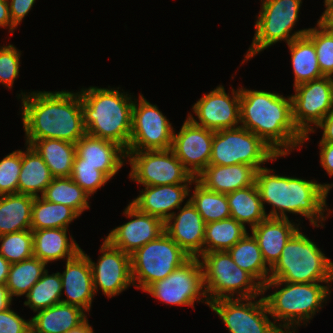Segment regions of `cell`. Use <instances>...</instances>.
Wrapping results in <instances>:
<instances>
[{"label":"cell","mask_w":333,"mask_h":333,"mask_svg":"<svg viewBox=\"0 0 333 333\" xmlns=\"http://www.w3.org/2000/svg\"><path fill=\"white\" fill-rule=\"evenodd\" d=\"M21 94L26 145L40 139H59L76 144L86 134L79 92Z\"/></svg>","instance_id":"obj_1"},{"label":"cell","mask_w":333,"mask_h":333,"mask_svg":"<svg viewBox=\"0 0 333 333\" xmlns=\"http://www.w3.org/2000/svg\"><path fill=\"white\" fill-rule=\"evenodd\" d=\"M240 123L279 156L304 143V135L293 120L291 96L240 88Z\"/></svg>","instance_id":"obj_2"},{"label":"cell","mask_w":333,"mask_h":333,"mask_svg":"<svg viewBox=\"0 0 333 333\" xmlns=\"http://www.w3.org/2000/svg\"><path fill=\"white\" fill-rule=\"evenodd\" d=\"M255 183L263 207L265 202L272 207L268 217L288 218L286 212H290L305 216L314 227L323 226L317 222L320 220L322 224L326 220V198L333 184L275 175L266 167L257 170Z\"/></svg>","instance_id":"obj_3"},{"label":"cell","mask_w":333,"mask_h":333,"mask_svg":"<svg viewBox=\"0 0 333 333\" xmlns=\"http://www.w3.org/2000/svg\"><path fill=\"white\" fill-rule=\"evenodd\" d=\"M86 133L113 141L126 151L132 128L133 103L131 95L118 90L89 87L79 92Z\"/></svg>","instance_id":"obj_4"},{"label":"cell","mask_w":333,"mask_h":333,"mask_svg":"<svg viewBox=\"0 0 333 333\" xmlns=\"http://www.w3.org/2000/svg\"><path fill=\"white\" fill-rule=\"evenodd\" d=\"M280 290L264 298L269 315L275 321H282L278 327L284 333H292L293 329L303 323L308 322L312 316L319 312L322 308V303L326 301V297L330 295V287L320 285V282L315 283H291L279 280H268L262 286V295L272 286H283ZM330 291V292H329ZM294 326V327H293ZM282 327V328H281ZM285 329L286 331H284ZM289 331V332H288Z\"/></svg>","instance_id":"obj_5"},{"label":"cell","mask_w":333,"mask_h":333,"mask_svg":"<svg viewBox=\"0 0 333 333\" xmlns=\"http://www.w3.org/2000/svg\"><path fill=\"white\" fill-rule=\"evenodd\" d=\"M269 280L291 283L329 284L333 281V262L298 229L271 268Z\"/></svg>","instance_id":"obj_6"},{"label":"cell","mask_w":333,"mask_h":333,"mask_svg":"<svg viewBox=\"0 0 333 333\" xmlns=\"http://www.w3.org/2000/svg\"><path fill=\"white\" fill-rule=\"evenodd\" d=\"M204 287L210 302L219 299L252 298L262 296V286L246 271L238 267L228 251H211L200 256ZM210 296V297H209Z\"/></svg>","instance_id":"obj_7"},{"label":"cell","mask_w":333,"mask_h":333,"mask_svg":"<svg viewBox=\"0 0 333 333\" xmlns=\"http://www.w3.org/2000/svg\"><path fill=\"white\" fill-rule=\"evenodd\" d=\"M130 258L133 285L145 291L151 284L166 278L190 256L164 231L156 240L134 251Z\"/></svg>","instance_id":"obj_8"},{"label":"cell","mask_w":333,"mask_h":333,"mask_svg":"<svg viewBox=\"0 0 333 333\" xmlns=\"http://www.w3.org/2000/svg\"><path fill=\"white\" fill-rule=\"evenodd\" d=\"M278 157L257 135L239 125L214 132L209 165L247 164L258 170Z\"/></svg>","instance_id":"obj_9"},{"label":"cell","mask_w":333,"mask_h":333,"mask_svg":"<svg viewBox=\"0 0 333 333\" xmlns=\"http://www.w3.org/2000/svg\"><path fill=\"white\" fill-rule=\"evenodd\" d=\"M301 4L302 0H262V8L255 23V35L244 60L278 41L285 40L289 44L295 38L306 35L309 28L290 34L298 21Z\"/></svg>","instance_id":"obj_10"},{"label":"cell","mask_w":333,"mask_h":333,"mask_svg":"<svg viewBox=\"0 0 333 333\" xmlns=\"http://www.w3.org/2000/svg\"><path fill=\"white\" fill-rule=\"evenodd\" d=\"M131 165L129 176L143 186L194 183L172 149L126 151Z\"/></svg>","instance_id":"obj_11"},{"label":"cell","mask_w":333,"mask_h":333,"mask_svg":"<svg viewBox=\"0 0 333 333\" xmlns=\"http://www.w3.org/2000/svg\"><path fill=\"white\" fill-rule=\"evenodd\" d=\"M145 292L164 303L181 306L194 307L196 300L198 302L205 297V304L209 306L199 257H190L166 278L151 284Z\"/></svg>","instance_id":"obj_12"},{"label":"cell","mask_w":333,"mask_h":333,"mask_svg":"<svg viewBox=\"0 0 333 333\" xmlns=\"http://www.w3.org/2000/svg\"><path fill=\"white\" fill-rule=\"evenodd\" d=\"M133 103L132 128L127 151L166 150L172 147L173 127L157 105L143 95Z\"/></svg>","instance_id":"obj_13"},{"label":"cell","mask_w":333,"mask_h":333,"mask_svg":"<svg viewBox=\"0 0 333 333\" xmlns=\"http://www.w3.org/2000/svg\"><path fill=\"white\" fill-rule=\"evenodd\" d=\"M295 95L291 96L293 120L298 130L304 135L314 132L322 119L333 110V78L323 76L294 87Z\"/></svg>","instance_id":"obj_14"},{"label":"cell","mask_w":333,"mask_h":333,"mask_svg":"<svg viewBox=\"0 0 333 333\" xmlns=\"http://www.w3.org/2000/svg\"><path fill=\"white\" fill-rule=\"evenodd\" d=\"M255 298L219 299L210 302L209 307L222 319L229 333H284L269 320L263 296L252 302Z\"/></svg>","instance_id":"obj_15"},{"label":"cell","mask_w":333,"mask_h":333,"mask_svg":"<svg viewBox=\"0 0 333 333\" xmlns=\"http://www.w3.org/2000/svg\"><path fill=\"white\" fill-rule=\"evenodd\" d=\"M81 252L90 263L95 294L99 287L110 298L133 285L130 254L112 246L106 239L100 248L102 255L97 264L82 249Z\"/></svg>","instance_id":"obj_16"},{"label":"cell","mask_w":333,"mask_h":333,"mask_svg":"<svg viewBox=\"0 0 333 333\" xmlns=\"http://www.w3.org/2000/svg\"><path fill=\"white\" fill-rule=\"evenodd\" d=\"M232 98L222 85L201 97L192 107L198 121L188 118L196 125L214 132L238 127L240 123V87L232 89Z\"/></svg>","instance_id":"obj_17"},{"label":"cell","mask_w":333,"mask_h":333,"mask_svg":"<svg viewBox=\"0 0 333 333\" xmlns=\"http://www.w3.org/2000/svg\"><path fill=\"white\" fill-rule=\"evenodd\" d=\"M214 131L196 125L189 118L179 133H173L172 151L185 169L196 178L208 165Z\"/></svg>","instance_id":"obj_18"},{"label":"cell","mask_w":333,"mask_h":333,"mask_svg":"<svg viewBox=\"0 0 333 333\" xmlns=\"http://www.w3.org/2000/svg\"><path fill=\"white\" fill-rule=\"evenodd\" d=\"M123 213L134 219L110 231L105 239L125 253L131 255L164 232V222L160 218L140 212L131 203Z\"/></svg>","instance_id":"obj_19"},{"label":"cell","mask_w":333,"mask_h":333,"mask_svg":"<svg viewBox=\"0 0 333 333\" xmlns=\"http://www.w3.org/2000/svg\"><path fill=\"white\" fill-rule=\"evenodd\" d=\"M76 155L73 165H90L111 179L123 166L126 150L119 144L93 137L87 133L75 144Z\"/></svg>","instance_id":"obj_20"},{"label":"cell","mask_w":333,"mask_h":333,"mask_svg":"<svg viewBox=\"0 0 333 333\" xmlns=\"http://www.w3.org/2000/svg\"><path fill=\"white\" fill-rule=\"evenodd\" d=\"M179 210L178 215L172 212L164 222V231L190 257H200L203 254L206 223L189 199Z\"/></svg>","instance_id":"obj_21"},{"label":"cell","mask_w":333,"mask_h":333,"mask_svg":"<svg viewBox=\"0 0 333 333\" xmlns=\"http://www.w3.org/2000/svg\"><path fill=\"white\" fill-rule=\"evenodd\" d=\"M62 290L67 299L64 304L75 305L84 311L90 310L93 296L92 270L88 258L80 251L74 258L66 261L64 272L61 274Z\"/></svg>","instance_id":"obj_22"},{"label":"cell","mask_w":333,"mask_h":333,"mask_svg":"<svg viewBox=\"0 0 333 333\" xmlns=\"http://www.w3.org/2000/svg\"><path fill=\"white\" fill-rule=\"evenodd\" d=\"M184 184L145 186L144 191L131 204L140 212L160 218L163 222L172 215L171 210L179 209L190 189Z\"/></svg>","instance_id":"obj_23"},{"label":"cell","mask_w":333,"mask_h":333,"mask_svg":"<svg viewBox=\"0 0 333 333\" xmlns=\"http://www.w3.org/2000/svg\"><path fill=\"white\" fill-rule=\"evenodd\" d=\"M289 218L267 217L251 229L266 264L271 269L280 259L282 250L292 235L299 229Z\"/></svg>","instance_id":"obj_24"},{"label":"cell","mask_w":333,"mask_h":333,"mask_svg":"<svg viewBox=\"0 0 333 333\" xmlns=\"http://www.w3.org/2000/svg\"><path fill=\"white\" fill-rule=\"evenodd\" d=\"M257 169L247 164L208 165L195 179L211 191L229 194L255 184Z\"/></svg>","instance_id":"obj_25"},{"label":"cell","mask_w":333,"mask_h":333,"mask_svg":"<svg viewBox=\"0 0 333 333\" xmlns=\"http://www.w3.org/2000/svg\"><path fill=\"white\" fill-rule=\"evenodd\" d=\"M67 230L63 228L33 230V256L46 264L58 259L74 258L81 248L72 237L69 242Z\"/></svg>","instance_id":"obj_26"},{"label":"cell","mask_w":333,"mask_h":333,"mask_svg":"<svg viewBox=\"0 0 333 333\" xmlns=\"http://www.w3.org/2000/svg\"><path fill=\"white\" fill-rule=\"evenodd\" d=\"M84 312L78 306L62 302L37 311L30 320L31 333H66L87 319Z\"/></svg>","instance_id":"obj_27"},{"label":"cell","mask_w":333,"mask_h":333,"mask_svg":"<svg viewBox=\"0 0 333 333\" xmlns=\"http://www.w3.org/2000/svg\"><path fill=\"white\" fill-rule=\"evenodd\" d=\"M30 146L42 157L54 178L70 177L76 155L74 143L59 139H40Z\"/></svg>","instance_id":"obj_28"},{"label":"cell","mask_w":333,"mask_h":333,"mask_svg":"<svg viewBox=\"0 0 333 333\" xmlns=\"http://www.w3.org/2000/svg\"><path fill=\"white\" fill-rule=\"evenodd\" d=\"M33 201L28 194L0 196V235L31 229Z\"/></svg>","instance_id":"obj_29"},{"label":"cell","mask_w":333,"mask_h":333,"mask_svg":"<svg viewBox=\"0 0 333 333\" xmlns=\"http://www.w3.org/2000/svg\"><path fill=\"white\" fill-rule=\"evenodd\" d=\"M53 178L42 157L30 145H27L26 152L22 151L18 194L37 197L38 193L41 192L42 195Z\"/></svg>","instance_id":"obj_30"},{"label":"cell","mask_w":333,"mask_h":333,"mask_svg":"<svg viewBox=\"0 0 333 333\" xmlns=\"http://www.w3.org/2000/svg\"><path fill=\"white\" fill-rule=\"evenodd\" d=\"M231 212V217L245 226L250 224V228L257 226L268 216L263 207L259 190L256 183L232 191L226 194Z\"/></svg>","instance_id":"obj_31"},{"label":"cell","mask_w":333,"mask_h":333,"mask_svg":"<svg viewBox=\"0 0 333 333\" xmlns=\"http://www.w3.org/2000/svg\"><path fill=\"white\" fill-rule=\"evenodd\" d=\"M294 71V87L323 77L313 41L307 36L295 38L288 44Z\"/></svg>","instance_id":"obj_32"},{"label":"cell","mask_w":333,"mask_h":333,"mask_svg":"<svg viewBox=\"0 0 333 333\" xmlns=\"http://www.w3.org/2000/svg\"><path fill=\"white\" fill-rule=\"evenodd\" d=\"M235 264L248 272L261 286L270 276V271L263 259L262 252L254 236L248 233L228 250Z\"/></svg>","instance_id":"obj_33"},{"label":"cell","mask_w":333,"mask_h":333,"mask_svg":"<svg viewBox=\"0 0 333 333\" xmlns=\"http://www.w3.org/2000/svg\"><path fill=\"white\" fill-rule=\"evenodd\" d=\"M80 215L71 207L60 203L34 197L31 213V230L47 228L67 229L69 224Z\"/></svg>","instance_id":"obj_34"},{"label":"cell","mask_w":333,"mask_h":333,"mask_svg":"<svg viewBox=\"0 0 333 333\" xmlns=\"http://www.w3.org/2000/svg\"><path fill=\"white\" fill-rule=\"evenodd\" d=\"M246 234V227L232 217L206 223L203 253L228 251Z\"/></svg>","instance_id":"obj_35"},{"label":"cell","mask_w":333,"mask_h":333,"mask_svg":"<svg viewBox=\"0 0 333 333\" xmlns=\"http://www.w3.org/2000/svg\"><path fill=\"white\" fill-rule=\"evenodd\" d=\"M89 196L71 177L53 178L41 195L46 201L71 207L79 215L90 208Z\"/></svg>","instance_id":"obj_36"},{"label":"cell","mask_w":333,"mask_h":333,"mask_svg":"<svg viewBox=\"0 0 333 333\" xmlns=\"http://www.w3.org/2000/svg\"><path fill=\"white\" fill-rule=\"evenodd\" d=\"M47 264L32 256L18 263L10 265L6 287L10 296L27 295L33 285L41 278L46 271Z\"/></svg>","instance_id":"obj_37"},{"label":"cell","mask_w":333,"mask_h":333,"mask_svg":"<svg viewBox=\"0 0 333 333\" xmlns=\"http://www.w3.org/2000/svg\"><path fill=\"white\" fill-rule=\"evenodd\" d=\"M195 190L189 198L205 223L216 222L231 217L226 194L211 191L194 180Z\"/></svg>","instance_id":"obj_38"},{"label":"cell","mask_w":333,"mask_h":333,"mask_svg":"<svg viewBox=\"0 0 333 333\" xmlns=\"http://www.w3.org/2000/svg\"><path fill=\"white\" fill-rule=\"evenodd\" d=\"M62 282L60 272L48 275V271L33 285L27 293L25 306H29L34 312L46 309L61 303Z\"/></svg>","instance_id":"obj_39"},{"label":"cell","mask_w":333,"mask_h":333,"mask_svg":"<svg viewBox=\"0 0 333 333\" xmlns=\"http://www.w3.org/2000/svg\"><path fill=\"white\" fill-rule=\"evenodd\" d=\"M0 254L10 263H18L33 256L32 230L0 235Z\"/></svg>","instance_id":"obj_40"},{"label":"cell","mask_w":333,"mask_h":333,"mask_svg":"<svg viewBox=\"0 0 333 333\" xmlns=\"http://www.w3.org/2000/svg\"><path fill=\"white\" fill-rule=\"evenodd\" d=\"M306 35L313 41L320 71L333 77V33L318 28H309Z\"/></svg>","instance_id":"obj_41"},{"label":"cell","mask_w":333,"mask_h":333,"mask_svg":"<svg viewBox=\"0 0 333 333\" xmlns=\"http://www.w3.org/2000/svg\"><path fill=\"white\" fill-rule=\"evenodd\" d=\"M22 150H15L0 161V196L18 193Z\"/></svg>","instance_id":"obj_42"},{"label":"cell","mask_w":333,"mask_h":333,"mask_svg":"<svg viewBox=\"0 0 333 333\" xmlns=\"http://www.w3.org/2000/svg\"><path fill=\"white\" fill-rule=\"evenodd\" d=\"M70 177L89 195L110 180L103 172L90 165H73Z\"/></svg>","instance_id":"obj_43"},{"label":"cell","mask_w":333,"mask_h":333,"mask_svg":"<svg viewBox=\"0 0 333 333\" xmlns=\"http://www.w3.org/2000/svg\"><path fill=\"white\" fill-rule=\"evenodd\" d=\"M21 52L11 44L0 46V83L11 89L18 77Z\"/></svg>","instance_id":"obj_44"},{"label":"cell","mask_w":333,"mask_h":333,"mask_svg":"<svg viewBox=\"0 0 333 333\" xmlns=\"http://www.w3.org/2000/svg\"><path fill=\"white\" fill-rule=\"evenodd\" d=\"M0 333H31L30 320H24L8 308L0 312Z\"/></svg>","instance_id":"obj_45"},{"label":"cell","mask_w":333,"mask_h":333,"mask_svg":"<svg viewBox=\"0 0 333 333\" xmlns=\"http://www.w3.org/2000/svg\"><path fill=\"white\" fill-rule=\"evenodd\" d=\"M36 0H8L12 23L17 27L32 9Z\"/></svg>","instance_id":"obj_46"},{"label":"cell","mask_w":333,"mask_h":333,"mask_svg":"<svg viewBox=\"0 0 333 333\" xmlns=\"http://www.w3.org/2000/svg\"><path fill=\"white\" fill-rule=\"evenodd\" d=\"M320 163L331 177L333 175V144L320 142Z\"/></svg>","instance_id":"obj_47"},{"label":"cell","mask_w":333,"mask_h":333,"mask_svg":"<svg viewBox=\"0 0 333 333\" xmlns=\"http://www.w3.org/2000/svg\"><path fill=\"white\" fill-rule=\"evenodd\" d=\"M316 128L323 129V135L320 142L333 144V110L322 119Z\"/></svg>","instance_id":"obj_48"},{"label":"cell","mask_w":333,"mask_h":333,"mask_svg":"<svg viewBox=\"0 0 333 333\" xmlns=\"http://www.w3.org/2000/svg\"><path fill=\"white\" fill-rule=\"evenodd\" d=\"M325 11L320 17L317 27L328 33H333V2L325 3Z\"/></svg>","instance_id":"obj_49"},{"label":"cell","mask_w":333,"mask_h":333,"mask_svg":"<svg viewBox=\"0 0 333 333\" xmlns=\"http://www.w3.org/2000/svg\"><path fill=\"white\" fill-rule=\"evenodd\" d=\"M6 26L9 27V31L12 33L16 28L12 23L8 0H0V27Z\"/></svg>","instance_id":"obj_50"},{"label":"cell","mask_w":333,"mask_h":333,"mask_svg":"<svg viewBox=\"0 0 333 333\" xmlns=\"http://www.w3.org/2000/svg\"><path fill=\"white\" fill-rule=\"evenodd\" d=\"M12 297L6 285H0V312L10 308Z\"/></svg>","instance_id":"obj_51"},{"label":"cell","mask_w":333,"mask_h":333,"mask_svg":"<svg viewBox=\"0 0 333 333\" xmlns=\"http://www.w3.org/2000/svg\"><path fill=\"white\" fill-rule=\"evenodd\" d=\"M10 263L0 254V285H6Z\"/></svg>","instance_id":"obj_52"},{"label":"cell","mask_w":333,"mask_h":333,"mask_svg":"<svg viewBox=\"0 0 333 333\" xmlns=\"http://www.w3.org/2000/svg\"><path fill=\"white\" fill-rule=\"evenodd\" d=\"M66 333H94V332H93V328L91 327V325L88 323V320L86 319L79 326L67 331Z\"/></svg>","instance_id":"obj_53"},{"label":"cell","mask_w":333,"mask_h":333,"mask_svg":"<svg viewBox=\"0 0 333 333\" xmlns=\"http://www.w3.org/2000/svg\"><path fill=\"white\" fill-rule=\"evenodd\" d=\"M333 2V0H324V3Z\"/></svg>","instance_id":"obj_54"}]
</instances>
